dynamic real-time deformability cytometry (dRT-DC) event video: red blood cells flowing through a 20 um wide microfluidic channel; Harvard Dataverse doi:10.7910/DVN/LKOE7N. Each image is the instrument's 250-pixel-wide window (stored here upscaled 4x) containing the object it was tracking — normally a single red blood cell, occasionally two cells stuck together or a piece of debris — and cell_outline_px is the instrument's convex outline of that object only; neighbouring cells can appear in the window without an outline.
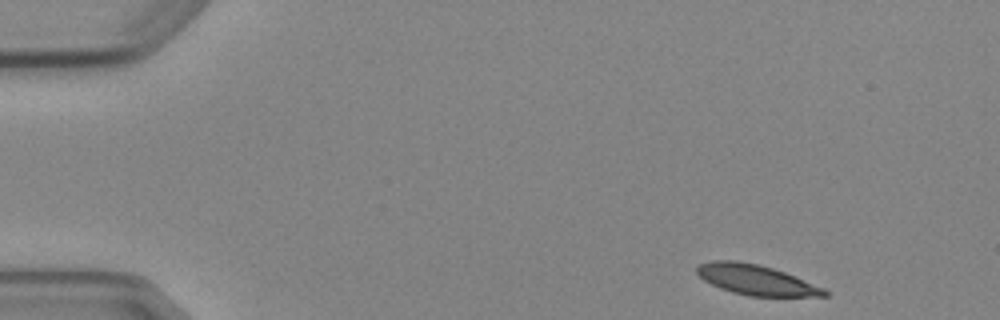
{"species": "Egyptian fruit bat (a non-hibernating species)", "species_latin": "Rousettus aegyptiacus", "temperature_condition": "cold", "stored_images_in_passage": 4, "camera_frame_rate_fps": 3000, "um_per_image_px": 0.085, "animal": {"sex": "female"}, "frame": {"image": 1, "passage_image": 1, "time_ms": 0.0, "image_size_px": [1000, 320], "cell_outline_px": [[828, 296], [748, 296], [732, 292], [720, 288], [704, 280], [696, 272], [696, 268], [700, 264], [712, 260], [736, 260], [756, 264], [772, 268], [784, 272], [824, 288], [828, 292]], "centroid_in_image_um": [64.24, 23.79], "position_along_channel_um": 20.8, "area_um2": 22.2}}
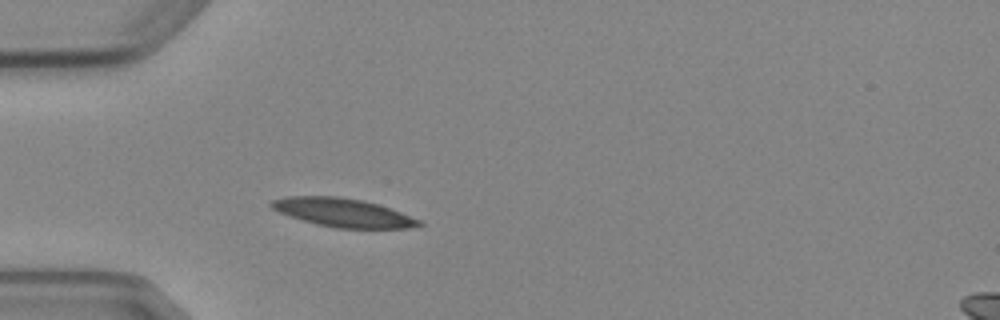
{"frame": {"image": 2, "passage_image": 4, "time_ms": 3.333, "image_size_px": [1000, 320], "cell_outline_px": [[424, 224], [408, 228], [336, 228], [316, 224], [280, 212], [272, 208], [268, 204], [272, 200], [288, 196], [340, 196], [364, 200], [424, 220]], "centroid_in_image_um": [29.19, 18.07], "position_along_channel_um": 55.8, "area_um2": 24.45}}